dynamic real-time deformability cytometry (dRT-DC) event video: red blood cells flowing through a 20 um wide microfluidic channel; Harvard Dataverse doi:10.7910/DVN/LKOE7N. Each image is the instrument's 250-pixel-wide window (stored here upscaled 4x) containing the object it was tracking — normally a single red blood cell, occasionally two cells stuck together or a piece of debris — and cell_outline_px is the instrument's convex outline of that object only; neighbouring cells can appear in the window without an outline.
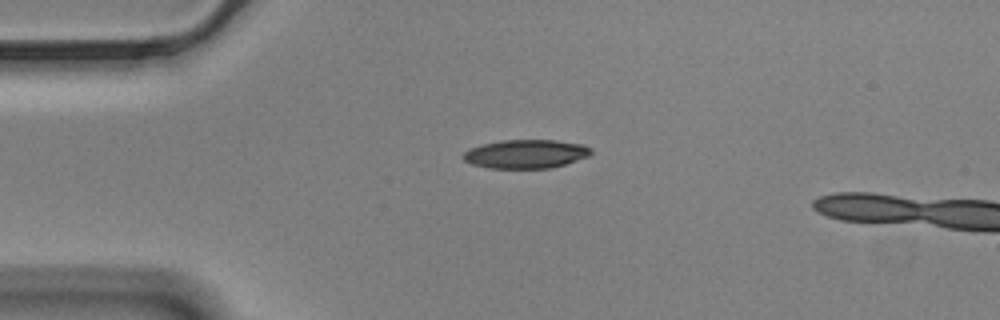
{"species": "Egyptian fruit bat (a non-hibernating species)", "species_latin": "Rousettus aegyptiacus", "temperature_condition": "cold", "stored_images_in_passage": 41, "camera_frame_rate_fps": 3000, "um_per_image_px": 0.085, "animal": {"sex": "male"}, "frame": {"image": 1, "passage_image": 1, "time_ms": 0.0, "image_size_px": [1000, 320], "cell_outline_px": [[592, 152], [588, 156], [564, 164], [548, 168], [488, 168], [472, 164], [464, 160], [460, 156], [464, 152], [472, 148], [484, 144], [500, 140], [556, 140], [584, 144], [592, 148]], "centroid_in_image_um": [44.7, 13.08], "position_along_channel_um": 40.3, "area_um2": 21.33}}
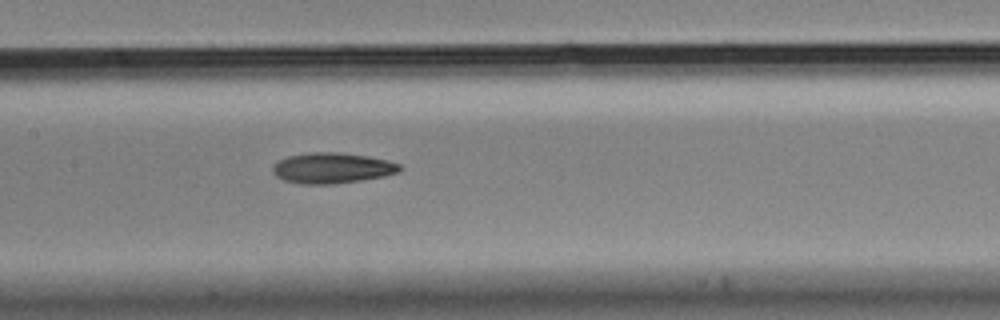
{"frame": {"image": 2, "passage_image": 15, "time_ms": 4.667, "image_size_px": [1000, 320], "cell_outline_px": [[404, 168], [400, 172], [384, 176], [360, 180], [332, 184], [300, 184], [284, 180], [276, 176], [272, 172], [272, 168], [280, 160], [288, 156], [308, 152], [336, 152], [368, 156], [388, 160], [400, 164]], "centroid_in_image_um": [28.26, 14.28], "position_along_channel_um": 179.1, "area_um2": 22.72}}
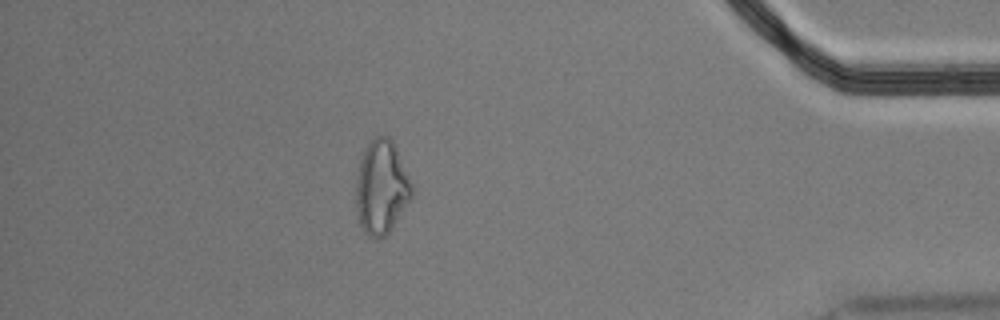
{"frame": {"image": 3, "passage_image": 38, "time_ms": 12.333, "image_size_px": [1000, 320], "cell_outline_px": [[412, 196], [392, 228], [384, 236], [376, 240], [368, 236], [364, 232], [360, 224], [356, 208], [356, 180], [360, 160], [364, 148], [376, 136], [388, 136], [392, 140], [396, 148], [412, 184]], "centroid_in_image_um": [32.41, 15.94], "position_along_channel_um": 402.8, "area_um2": 30.35}}